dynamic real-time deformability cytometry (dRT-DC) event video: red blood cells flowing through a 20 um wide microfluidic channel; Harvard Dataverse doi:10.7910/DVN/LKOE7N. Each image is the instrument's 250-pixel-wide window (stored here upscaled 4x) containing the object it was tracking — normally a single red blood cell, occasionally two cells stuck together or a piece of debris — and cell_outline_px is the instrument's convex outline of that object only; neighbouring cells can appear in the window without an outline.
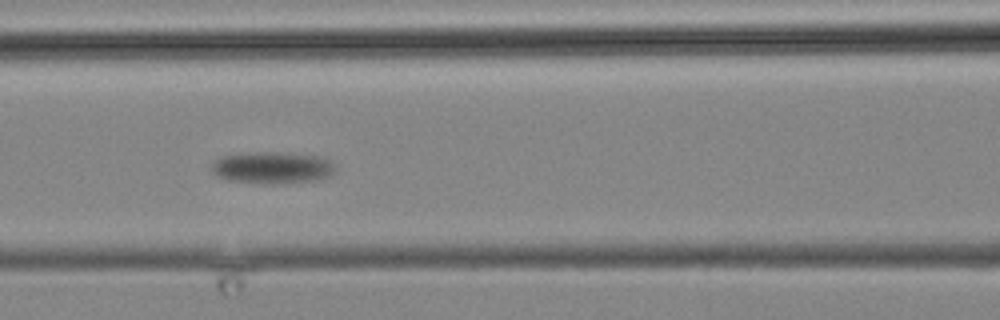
{"species": "common noctule bat (a hibernating species)", "species_latin": "Nyctalus noctula", "temperature_condition": "cold", "stored_images_in_passage": 7, "camera_frame_rate_fps": 3000, "um_per_image_px": 0.085, "animal": {"sex": "male", "body_mass_g": 19.2, "forearm_length_mm": 51.8}, "frame": {"image": 1, "passage_image": 4, "time_ms": 3.333, "image_size_px": [1000, 320], "cell_outline_px": [[336, 168], [332, 176], [320, 180], [272, 184], [268, 184], [228, 180], [216, 176], [212, 172], [212, 164], [216, 160], [224, 156], [256, 152], [276, 152], [324, 156]], "centroid_in_image_um": [23.2, 14.26], "position_along_channel_um": 143.4, "area_um2": 23.06}}
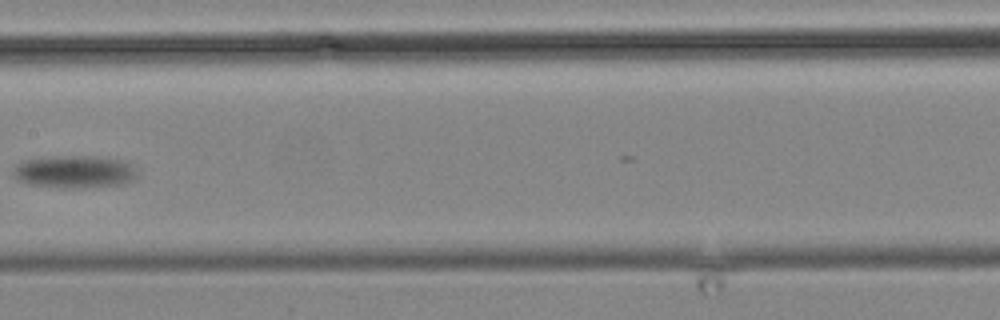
{"frame": {"image": 2, "passage_image": 5, "time_ms": 5.667, "image_size_px": [1000, 320], "cell_outline_px": [[136, 180], [120, 184], [80, 188], [60, 188], [28, 184], [16, 180], [12, 176], [12, 168], [20, 160], [40, 156], [96, 156], [120, 160], [132, 164], [136, 172]], "centroid_in_image_um": [6.23, 14.59], "position_along_channel_um": 201.2, "area_um2": 24.16}}